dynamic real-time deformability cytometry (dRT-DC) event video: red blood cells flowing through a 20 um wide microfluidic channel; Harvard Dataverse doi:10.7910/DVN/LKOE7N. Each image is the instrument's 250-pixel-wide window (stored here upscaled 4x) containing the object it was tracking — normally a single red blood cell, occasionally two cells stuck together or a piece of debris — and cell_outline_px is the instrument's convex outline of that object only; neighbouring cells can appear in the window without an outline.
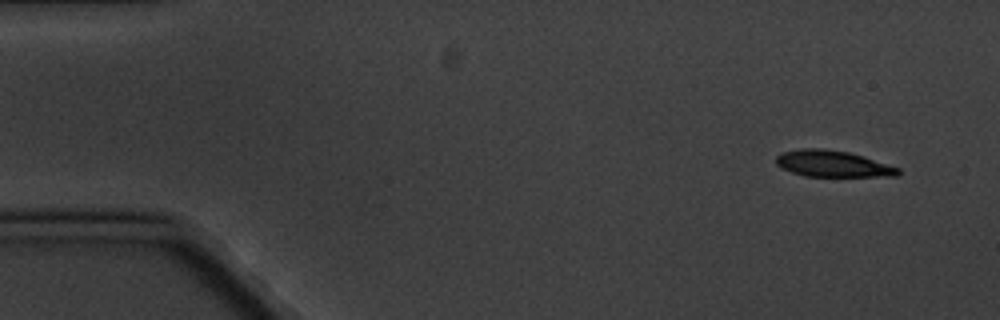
{"species": "common noctule bat (a hibernating species)", "species_latin": "Nyctalus noctula", "temperature_condition": "cold", "stored_images_in_passage": 4, "camera_frame_rate_fps": 3000, "um_per_image_px": 0.085, "animal": {"sex": "male", "body_mass_g": 20.1, "forearm_length_mm": 53.5}, "frame": {"image": 1, "passage_image": 1, "time_ms": 0.0, "image_size_px": [1000, 320], "cell_outline_px": [[900, 172], [896, 176], [804, 176], [780, 168], [776, 164], [776, 156], [780, 152], [800, 148], [824, 148], [848, 152], [864, 156], [900, 168]], "centroid_in_image_um": [70.74, 13.91], "position_along_channel_um": 14.3, "area_um2": 18.9}}
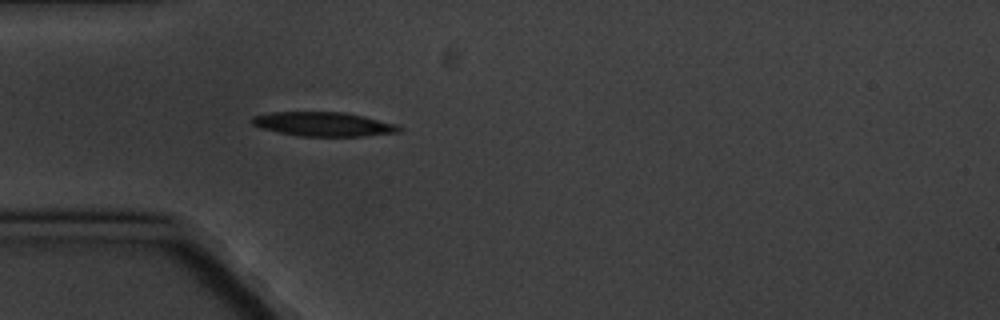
{"frame": {"image": 2, "passage_image": 4, "time_ms": 4.333, "image_size_px": [1000, 320], "cell_outline_px": [[400, 132], [364, 136], [300, 136], [260, 128], [252, 124], [248, 120], [252, 116], [268, 112], [344, 112], [364, 116], [396, 124], [400, 128]], "centroid_in_image_um": [27.44, 10.54], "position_along_channel_um": 57.6, "area_um2": 20.75}}